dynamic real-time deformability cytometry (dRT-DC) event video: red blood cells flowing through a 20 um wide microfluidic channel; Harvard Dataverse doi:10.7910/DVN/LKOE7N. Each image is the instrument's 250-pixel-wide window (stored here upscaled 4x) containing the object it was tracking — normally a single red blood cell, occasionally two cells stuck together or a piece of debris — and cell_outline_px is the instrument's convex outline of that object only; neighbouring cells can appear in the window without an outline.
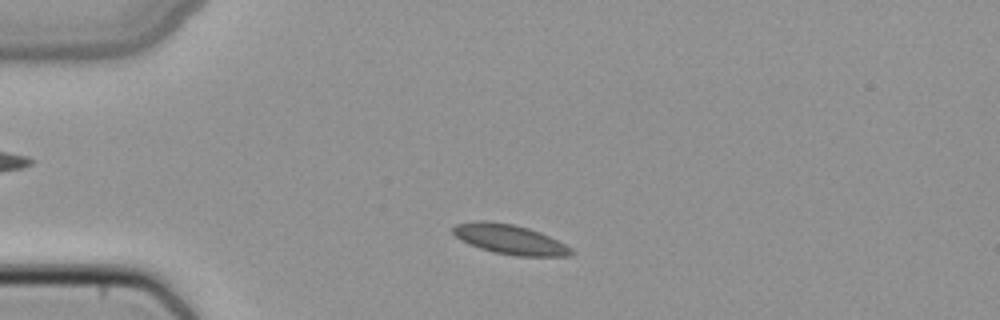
{"species": "common noctule bat (a hibernating species)", "species_latin": "Nyctalus noctula", "temperature_condition": "cold", "stored_images_in_passage": 10, "camera_frame_rate_fps": 3000, "um_per_image_px": 0.085, "animal": {"sex": "female", "body_mass_g": 22.7, "forearm_length_mm": 54.2}, "frame": {"image": 1, "passage_image": 6, "time_ms": 1.667, "image_size_px": [1000, 320], "cell_outline_px": [[576, 252], [572, 256], [516, 256], [492, 252], [480, 248], [460, 240], [452, 232], [452, 228], [456, 224], [480, 220], [484, 220], [512, 224], [528, 228], [540, 232], [572, 248]], "centroid_in_image_um": [43.34, 20.35], "position_along_channel_um": 41.7, "area_um2": 20.46}}